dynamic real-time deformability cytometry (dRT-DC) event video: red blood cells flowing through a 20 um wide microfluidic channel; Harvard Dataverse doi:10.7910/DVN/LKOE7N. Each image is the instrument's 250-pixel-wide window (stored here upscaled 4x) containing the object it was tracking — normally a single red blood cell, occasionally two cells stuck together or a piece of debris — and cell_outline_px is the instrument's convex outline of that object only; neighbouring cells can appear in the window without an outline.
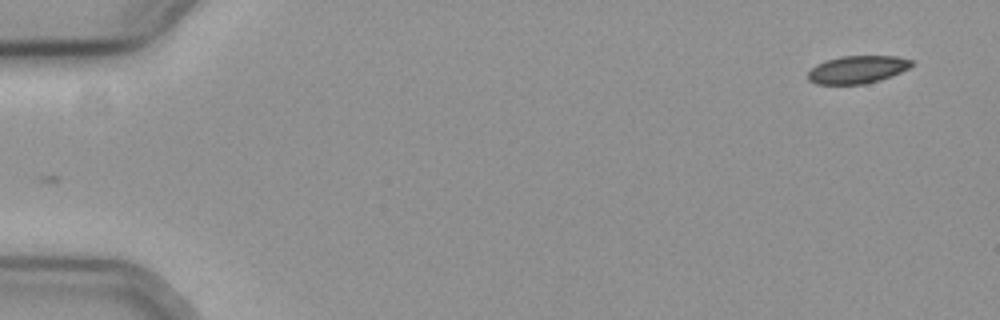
{"species": "common noctule bat (a hibernating species)", "species_latin": "Nyctalus noctula", "temperature_condition": "cold", "stored_images_in_passage": 52, "camera_frame_rate_fps": 3000, "um_per_image_px": 0.085, "animal": {"sex": "female", "body_mass_g": 19.3, "forearm_length_mm": 54.1}, "frame": {"image": 1, "passage_image": 1, "time_ms": 0.0, "image_size_px": [1000, 320], "cell_outline_px": [[916, 60], [908, 68], [900, 72], [880, 80], [864, 84], [816, 84], [808, 80], [808, 72], [816, 64], [840, 56], [896, 56]], "centroid_in_image_um": [72.88, 5.91], "position_along_channel_um": 12.1, "area_um2": 16.7}}
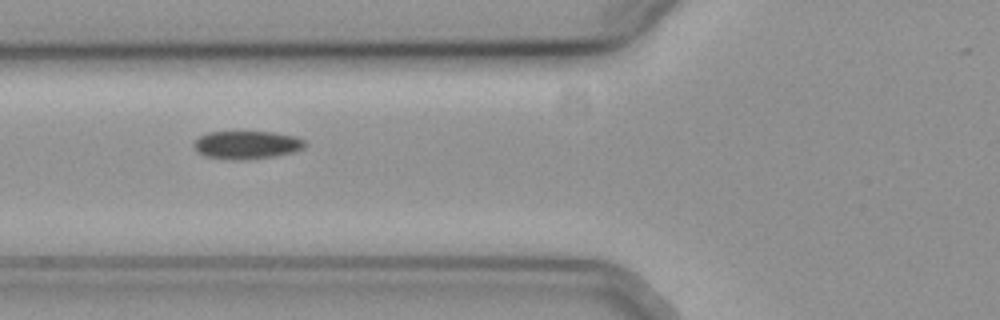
{"frame": {"image": 2, "passage_image": 20, "time_ms": 6.333, "image_size_px": [1000, 320], "cell_outline_px": [[308, 144], [304, 148], [292, 152], [272, 156], [240, 160], [236, 160], [204, 156], [196, 152], [192, 144], [200, 136], [208, 132], [272, 132], [296, 136], [304, 140]], "centroid_in_image_um": [20.96, 12.31], "position_along_channel_um": 104.8, "area_um2": 18.15}}
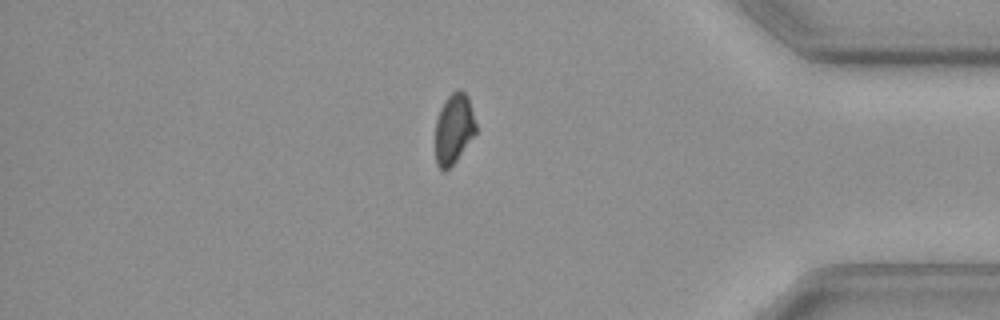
{"frame": {"image": 3, "passage_image": 46, "time_ms": 15.0, "image_size_px": [1000, 320], "cell_outline_px": [[476, 132], [456, 160], [444, 172], [436, 164], [436, 120], [440, 108], [444, 100], [452, 92], [464, 92], [468, 96], [476, 124]], "centroid_in_image_um": [38.56, 10.94], "position_along_channel_um": 396.6, "area_um2": 16.3}, "authors_computed_cell_mechanics": {"area_um2": 17.8891, "velocity_mm_per_s": 3.71, "shape_relaxation_time_tau1_ms": 4.4461, "shape_relaxation_time_tau2_ms": null, "deformation_change_tau1": 0.0703, "deformation_change_tau2": null}}